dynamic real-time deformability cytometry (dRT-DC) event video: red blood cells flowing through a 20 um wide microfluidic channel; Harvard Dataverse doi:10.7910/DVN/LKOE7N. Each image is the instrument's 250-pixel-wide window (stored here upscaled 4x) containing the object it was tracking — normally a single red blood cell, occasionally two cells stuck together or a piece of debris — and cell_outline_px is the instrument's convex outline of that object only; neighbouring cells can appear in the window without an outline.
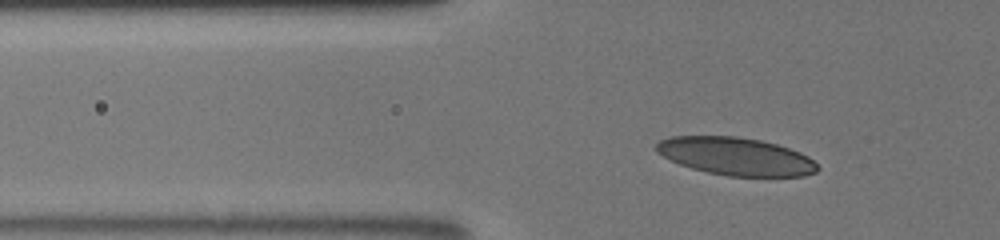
{"species": "human", "species_latin": "Homo sapiens", "temperature_condition": "room temperature", "stored_images_in_passage": 23, "camera_frame_rate_fps": 3000, "um_per_image_px": 0.085, "donor": {"sex": "male"}, "frame": {"image": 1, "passage_image": 16, "time_ms": 3.667, "image_size_px": [1000, 240], "cell_outline_px": [[820, 168], [816, 172], [804, 176], [728, 176], [708, 172], [692, 168], [680, 164], [656, 152], [656, 144], [660, 140], [668, 136], [736, 136], [760, 140], [776, 144], [800, 152], [808, 156]], "centroid_in_image_um": [62.55, 13.28], "position_along_channel_um": 63.3, "area_um2": 35.37}}
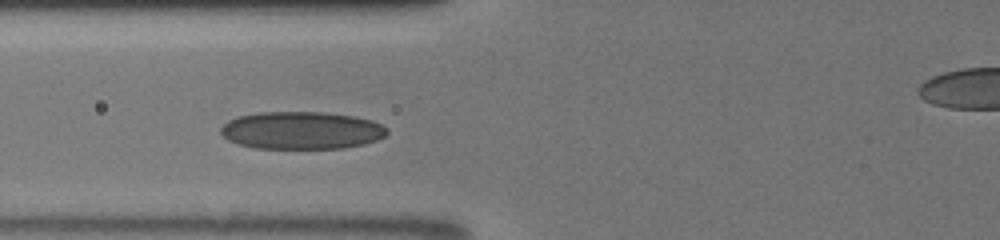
{"frame": {"image": 2, "passage_image": 22, "time_ms": 5.0, "image_size_px": [1000, 240], "cell_outline_px": [[388, 132], [384, 136], [376, 140], [364, 144], [340, 148], [256, 148], [236, 144], [228, 140], [220, 132], [220, 128], [228, 120], [240, 116], [256, 112], [324, 112], [352, 116], [372, 120], [388, 128]], "centroid_in_image_um": [25.61, 11.08], "position_along_channel_um": 100.2, "area_um2": 36.41}}